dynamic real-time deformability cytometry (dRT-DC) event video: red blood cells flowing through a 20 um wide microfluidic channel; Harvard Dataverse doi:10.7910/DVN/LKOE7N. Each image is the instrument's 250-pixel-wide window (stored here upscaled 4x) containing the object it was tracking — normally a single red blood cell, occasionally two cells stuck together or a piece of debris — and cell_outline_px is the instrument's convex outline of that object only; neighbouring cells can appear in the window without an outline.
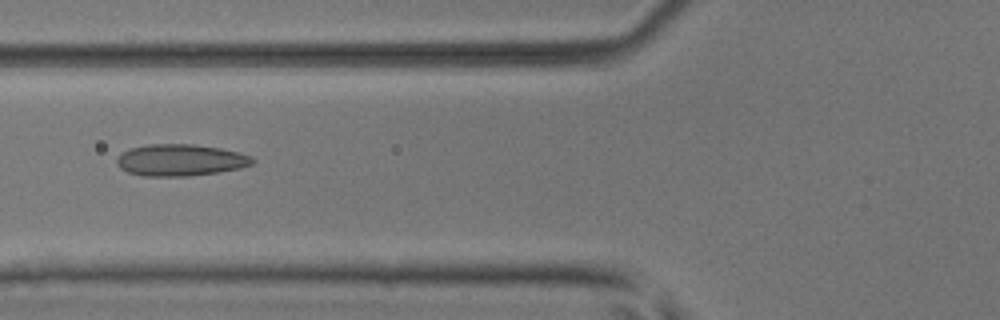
{"species": "common noctule bat (a hibernating species)", "species_latin": "Nyctalus noctula", "temperature_condition": "room temperature", "stored_images_in_passage": 6, "camera_frame_rate_fps": 3000, "um_per_image_px": 0.085, "animal": {"sex": "male", "body_mass_g": 17.9, "forearm_length_mm": 54.2}, "frame": {"image": 1, "passage_image": 6, "time_ms": 1.667, "image_size_px": [1000, 320], "cell_outline_px": [[256, 160], [252, 164], [240, 168], [216, 172], [188, 176], [144, 176], [128, 172], [120, 168], [116, 160], [116, 156], [132, 148], [148, 144], [192, 144], [220, 148], [240, 152], [252, 156]], "centroid_in_image_um": [15.35, 13.6], "position_along_channel_um": 110.4, "area_um2": 25.03}}